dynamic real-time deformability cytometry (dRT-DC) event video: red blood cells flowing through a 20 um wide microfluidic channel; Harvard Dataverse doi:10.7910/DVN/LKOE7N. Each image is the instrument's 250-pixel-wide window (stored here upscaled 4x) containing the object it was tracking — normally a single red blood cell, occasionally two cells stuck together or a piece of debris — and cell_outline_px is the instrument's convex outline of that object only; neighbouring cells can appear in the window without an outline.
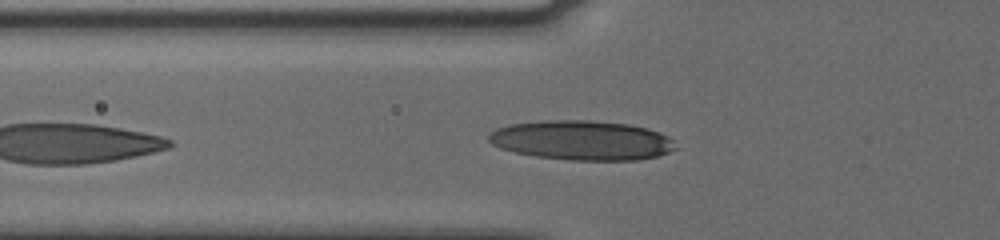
{"species": "human", "species_latin": "Homo sapiens", "temperature_condition": "cold", "stored_images_in_passage": 25, "camera_frame_rate_fps": 3000, "um_per_image_px": 0.085, "donor": {"sex": "male"}, "frame": {"image": 1, "passage_image": 4, "time_ms": 1.0, "image_size_px": [1000, 240], "cell_outline_px": [[680, 148], [656, 156], [636, 160], [568, 160], [536, 156], [516, 152], [500, 148], [492, 144], [488, 140], [488, 136], [496, 128], [512, 124], [540, 120], [592, 120], [628, 124], [648, 128], [660, 132], [668, 136]], "centroid_in_image_um": [49.49, 11.92], "position_along_channel_um": 76.3, "area_um2": 43.23}}
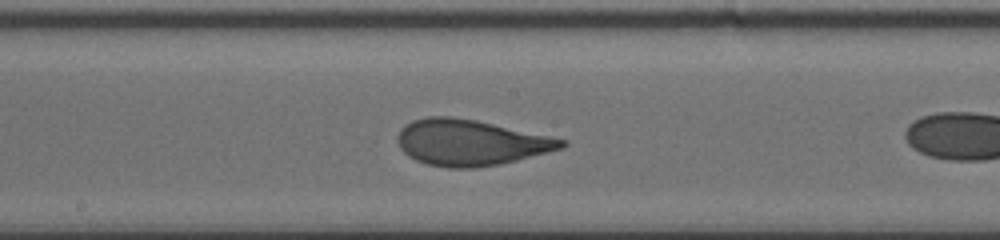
{"frame": {"image": 2, "passage_image": 11, "time_ms": 3.333, "image_size_px": [1000, 240], "cell_outline_px": [[568, 144], [564, 148], [500, 164], [476, 168], [448, 168], [428, 164], [416, 160], [408, 156], [400, 148], [396, 140], [400, 128], [404, 124], [412, 120], [428, 116], [448, 116], [476, 120], [568, 140]], "centroid_in_image_um": [39.97, 12.11], "position_along_channel_um": 208.2, "area_um2": 43.99}}
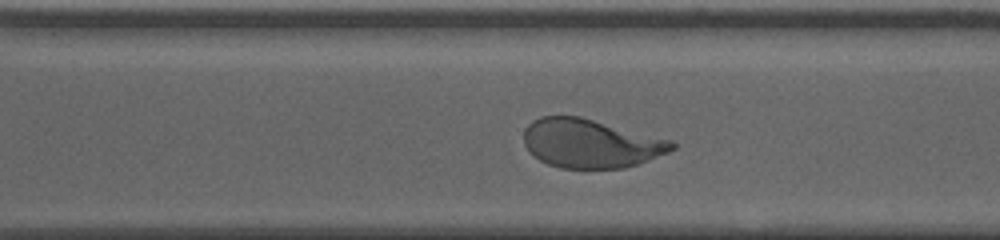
{"frame": {"image": 3, "passage_image": 20, "time_ms": 6.333, "image_size_px": [1000, 240], "cell_outline_px": [[676, 148], [668, 152], [636, 164], [624, 168], [560, 168], [548, 164], [532, 156], [528, 152], [524, 144], [524, 128], [532, 120], [540, 116], [580, 116], [672, 140], [676, 144]], "centroid_in_image_um": [50.16, 12.18], "position_along_channel_um": 320.4, "area_um2": 42.19}}